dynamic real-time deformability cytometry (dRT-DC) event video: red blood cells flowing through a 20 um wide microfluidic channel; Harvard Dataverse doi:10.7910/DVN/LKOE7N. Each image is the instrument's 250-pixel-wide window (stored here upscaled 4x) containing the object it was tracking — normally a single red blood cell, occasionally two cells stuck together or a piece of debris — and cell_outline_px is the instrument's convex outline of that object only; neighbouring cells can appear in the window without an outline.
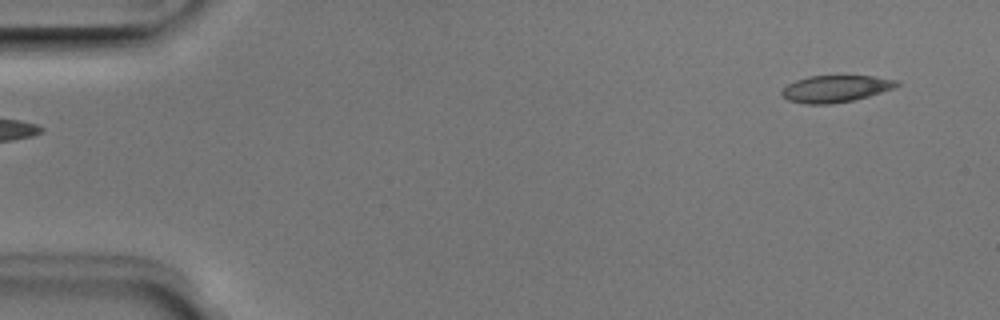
{"species": "Egyptian fruit bat (a non-hibernating species)", "species_latin": "Rousettus aegyptiacus", "temperature_condition": "room temperature", "stored_images_in_passage": 5, "segment_of_instrument_passage": [2, 2], "camera_frame_rate_fps": 3000, "um_per_image_px": 0.085, "animal": {"sex": "male"}, "frame": {"image": 1, "passage_image": 5, "time_ms": 1.333, "image_size_px": [1000, 320], "cell_outline_px": [[900, 84], [892, 88], [868, 96], [852, 100], [828, 104], [804, 104], [788, 100], [780, 92], [788, 84], [796, 80], [808, 76], [872, 76], [896, 80]], "centroid_in_image_um": [70.98, 7.54], "position_along_channel_um": 14.0, "area_um2": 17.69}}